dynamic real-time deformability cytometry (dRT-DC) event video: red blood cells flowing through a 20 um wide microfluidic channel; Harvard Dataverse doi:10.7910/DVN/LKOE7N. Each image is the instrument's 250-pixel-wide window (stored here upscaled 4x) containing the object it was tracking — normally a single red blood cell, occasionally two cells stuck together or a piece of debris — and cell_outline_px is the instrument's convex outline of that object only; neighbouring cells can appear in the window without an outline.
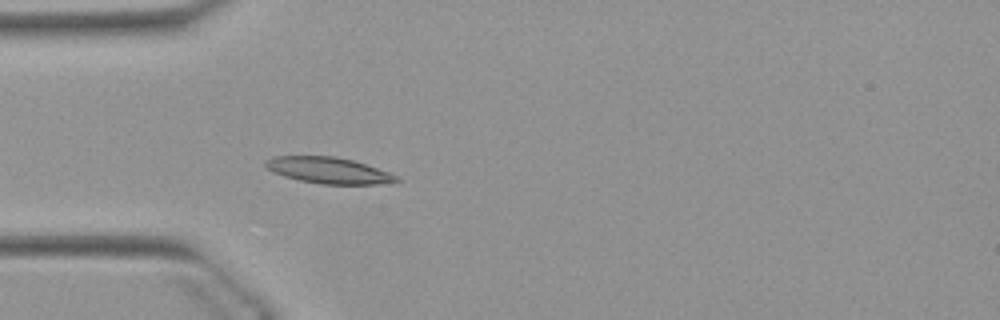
{"species": "Egyptian fruit bat (a non-hibernating species)", "species_latin": "Rousettus aegyptiacus", "temperature_condition": "warm", "stored_images_in_passage": 38, "camera_frame_rate_fps": 3000, "um_per_image_px": 0.085, "animal": {"sex": "female"}, "frame": {"image": 1, "passage_image": 1, "time_ms": 0.0, "image_size_px": [1000, 320], "cell_outline_px": [[400, 180], [392, 184], [320, 184], [300, 180], [284, 176], [268, 168], [264, 164], [264, 160], [272, 156], [336, 156], [352, 160], [400, 176]], "centroid_in_image_um": [27.97, 14.48], "position_along_channel_um": 57.0, "area_um2": 20.0}}
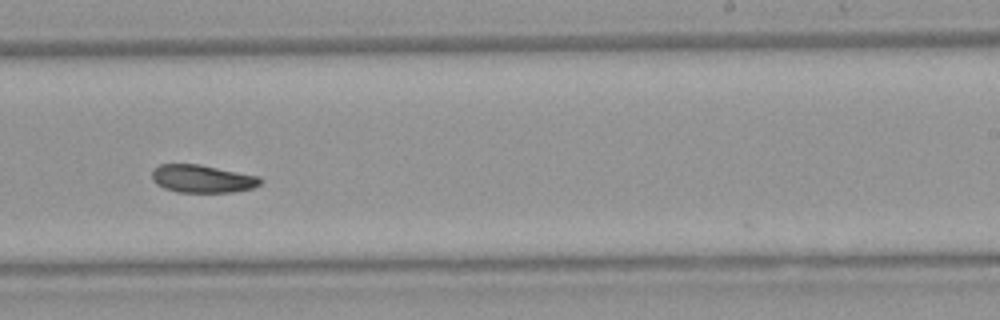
{"frame": {"image": 2, "passage_image": 18, "time_ms": 5.667, "image_size_px": [1000, 320], "cell_outline_px": [[264, 180], [260, 184], [252, 188], [232, 192], [176, 192], [164, 188], [156, 184], [152, 180], [152, 168], [160, 164], [200, 164], [260, 176]], "centroid_in_image_um": [17.19, 15.19], "position_along_channel_um": 271.8, "area_um2": 17.8}}
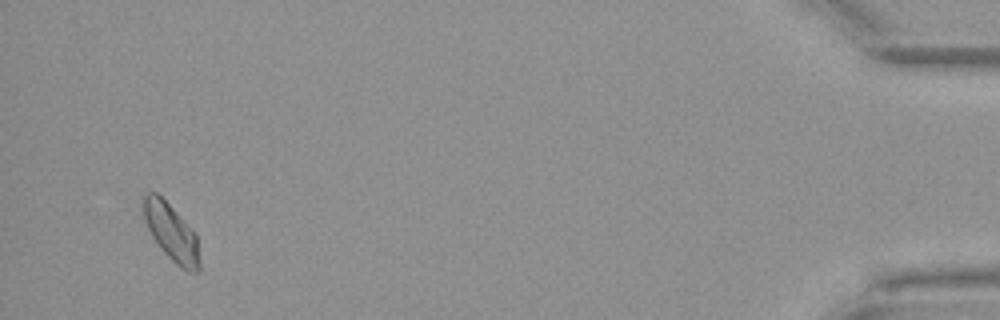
{"frame": {"image": 3, "passage_image": 36, "time_ms": 11.667, "image_size_px": [1000, 320], "cell_outline_px": [[200, 272], [188, 272], [180, 268], [160, 248], [152, 236], [144, 220], [140, 208], [140, 204], [144, 196], [148, 192], [156, 192], [196, 232], [200, 260]], "centroid_in_image_um": [14.55, 19.76], "position_along_channel_um": 420.6, "area_um2": 18.96}, "authors_computed_cell_mechanics": {"area_um2": 18.2648, "velocity_mm_per_s": 3.8655, "shape_relaxation_time_tau1_ms": 7.4571, "shape_relaxation_time_tau2_ms": 6.0609, "deformation_change_tau1": 0.1555, "deformation_change_tau2": 0.1008}}